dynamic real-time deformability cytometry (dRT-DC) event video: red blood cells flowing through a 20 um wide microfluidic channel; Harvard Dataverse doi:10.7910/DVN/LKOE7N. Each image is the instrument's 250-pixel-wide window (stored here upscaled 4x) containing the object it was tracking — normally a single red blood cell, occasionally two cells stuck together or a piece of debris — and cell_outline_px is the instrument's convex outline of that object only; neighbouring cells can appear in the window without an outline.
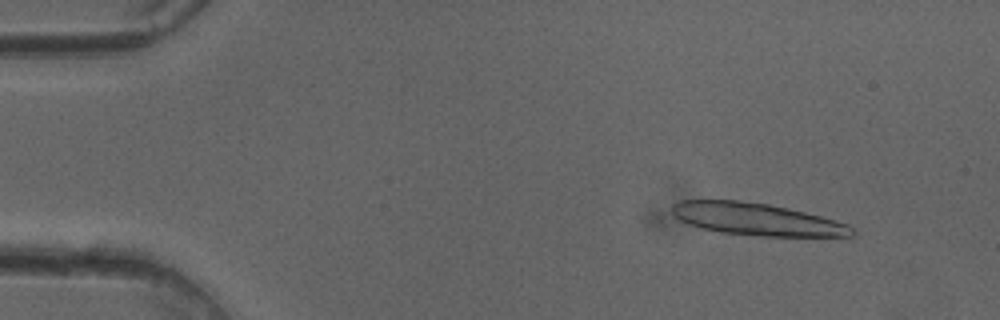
{"species": "common noctule bat (a hibernating species)", "species_latin": "Nyctalus noctula", "temperature_condition": "cold", "stored_images_in_passage": 50, "camera_frame_rate_fps": 3000, "um_per_image_px": 0.085, "animal": {"sex": "female"}, "frame": {"image": 1, "passage_image": 5, "time_ms": 1.333, "image_size_px": [1000, 320], "cell_outline_px": [[856, 236], [848, 240], [764, 236], [720, 232], [700, 228], [688, 224], [680, 220], [672, 212], [672, 204], [680, 200], [736, 200], [768, 204], [788, 208], [820, 216], [848, 224], [856, 232]], "centroid_in_image_um": [64.52, 18.69], "position_along_channel_um": 20.5, "area_um2": 34.97}}
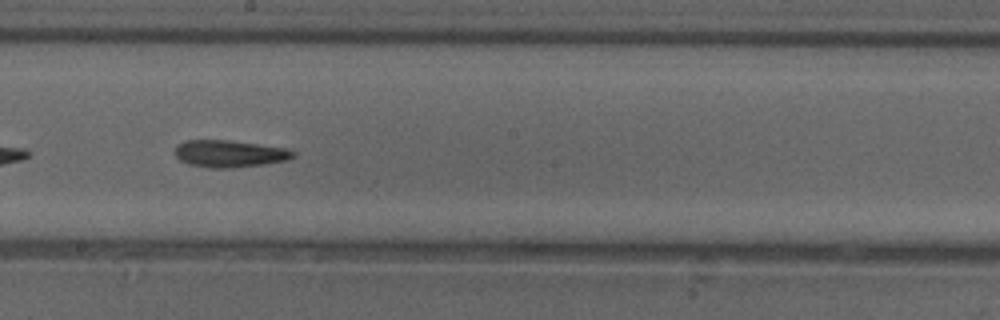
{"frame": {"image": 2, "passage_image": 28, "time_ms": 9.0, "image_size_px": [1000, 320], "cell_outline_px": [[296, 156], [288, 160], [264, 164], [232, 168], [208, 168], [188, 164], [180, 160], [176, 156], [176, 144], [184, 140], [228, 140], [288, 148], [296, 152]], "centroid_in_image_um": [19.53, 13.06], "position_along_channel_um": 228.7, "area_um2": 18.84}}
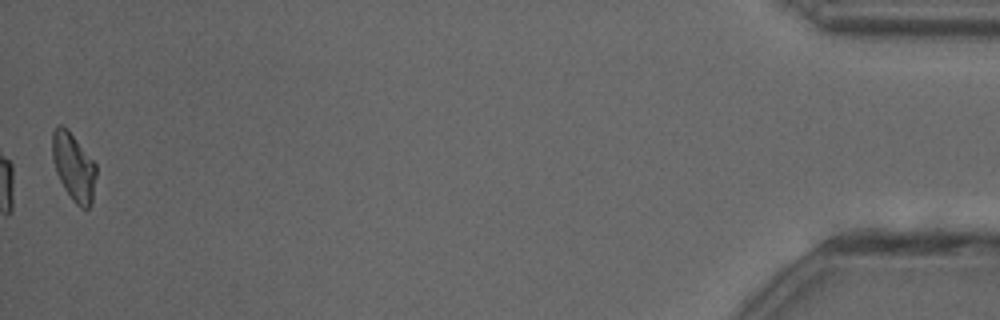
{"frame": {"image": 3, "passage_image": 50, "time_ms": 16.333, "image_size_px": [1000, 320], "cell_outline_px": [[96, 176], [92, 200], [88, 208], [80, 208], [76, 204], [64, 188], [56, 172], [52, 160], [52, 132], [60, 124], [68, 128], [96, 164]], "centroid_in_image_um": [6.25, 14.16], "position_along_channel_um": 428.9, "area_um2": 17.28}, "authors_computed_cell_mechanics": {"area_um2": 18.7272, "velocity_mm_per_s": 4.0451, "shape_relaxation_time_tau1_ms": null, "shape_relaxation_time_tau2_ms": 6.8683, "deformation_change_tau1": null, "deformation_change_tau2": 0.1784}}